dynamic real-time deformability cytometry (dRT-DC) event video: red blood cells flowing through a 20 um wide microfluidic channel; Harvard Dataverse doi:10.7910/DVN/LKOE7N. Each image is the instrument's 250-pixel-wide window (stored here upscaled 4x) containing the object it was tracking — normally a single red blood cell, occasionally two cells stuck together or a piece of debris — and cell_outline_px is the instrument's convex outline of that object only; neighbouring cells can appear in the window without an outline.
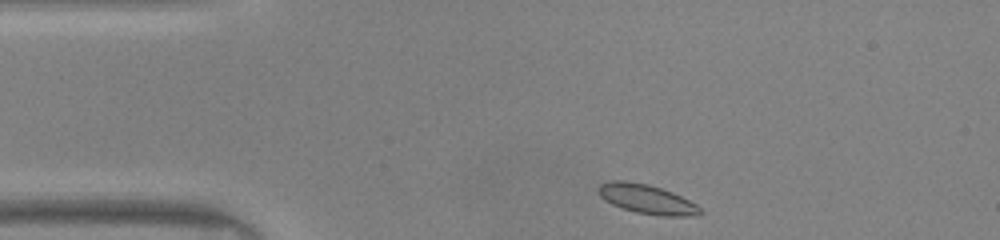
{"species": "common noctule bat (a hibernating species)", "species_latin": "Nyctalus noctula", "temperature_condition": "warm", "stored_images_in_passage": 41, "camera_frame_rate_fps": 3000, "um_per_image_px": 0.085, "animal": {"sex": "male", "body_mass_g": 20.0, "forearm_length_mm": 53.3}, "frame": {"image": 1, "passage_image": 1, "time_ms": 0.0, "image_size_px": [1000, 240], "cell_outline_px": [[700, 212], [640, 212], [624, 208], [608, 200], [600, 192], [600, 184], [644, 184], [660, 188], [680, 196], [688, 200], [700, 208]], "centroid_in_image_um": [54.95, 16.88], "position_along_channel_um": 30.1, "area_um2": 14.22}}
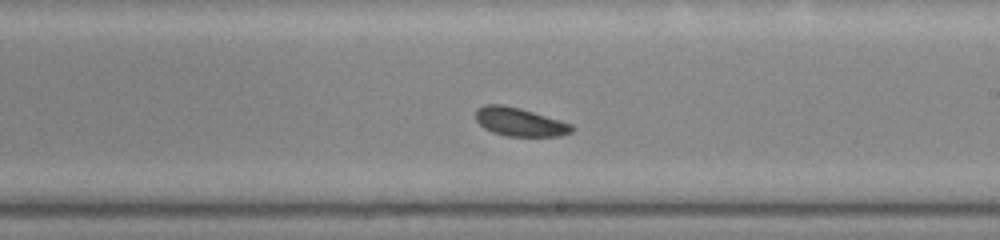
{"frame": {"image": 2, "passage_image": 20, "time_ms": 6.333, "image_size_px": [1000, 240], "cell_outline_px": [[572, 128], [568, 132], [556, 136], [512, 136], [496, 132], [480, 124], [476, 120], [476, 112], [480, 108], [488, 104], [496, 104], [516, 108], [532, 112], [568, 124]], "centroid_in_image_um": [44.12, 10.37], "position_along_channel_um": 244.9, "area_um2": 14.74}}
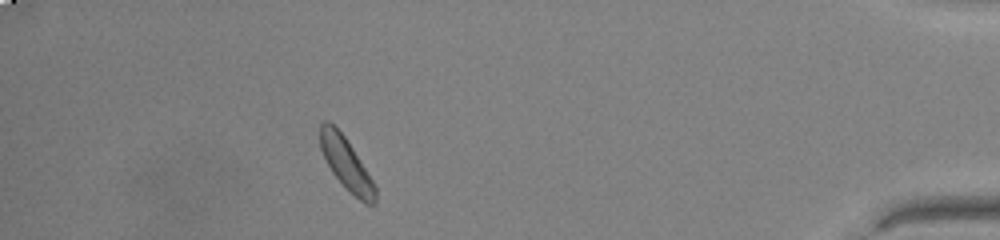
{"frame": {"image": 3, "passage_image": 36, "time_ms": 11.667, "image_size_px": [1000, 240], "cell_outline_px": [[376, 196], [372, 204], [368, 204], [360, 200], [332, 172], [320, 148], [320, 124], [332, 124], [344, 136], [352, 148], [372, 180], [376, 188]], "centroid_in_image_um": [29.43, 13.92], "position_along_channel_um": 405.8, "area_um2": 15.61}, "authors_computed_cell_mechanics": {"area_um2": 15.0858, "velocity_mm_per_s": 4.0828, "shape_relaxation_time_tau1_ms": null, "shape_relaxation_time_tau2_ms": 2.2153, "deformation_change_tau1": null, "deformation_change_tau2": 0.0571}}